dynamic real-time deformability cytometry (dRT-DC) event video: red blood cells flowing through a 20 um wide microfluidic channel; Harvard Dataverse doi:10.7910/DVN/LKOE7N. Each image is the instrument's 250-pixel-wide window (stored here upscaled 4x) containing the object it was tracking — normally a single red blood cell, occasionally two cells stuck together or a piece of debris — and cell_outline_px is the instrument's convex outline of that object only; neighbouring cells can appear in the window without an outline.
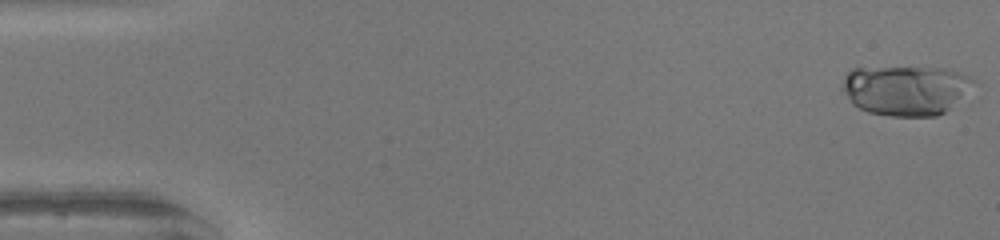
{"species": "human", "species_latin": "Homo sapiens", "temperature_condition": "warm", "stored_images_in_passage": 49, "camera_frame_rate_fps": 3000, "um_per_image_px": 0.085, "donor": {"sex": "female"}, "frame": {"image": 1, "passage_image": 1, "time_ms": 0.0, "image_size_px": [1000, 240], "cell_outline_px": [[980, 84], [944, 112], [936, 116], [892, 116], [868, 112], [852, 104], [840, 88], [844, 76], [852, 68], [944, 68], [972, 76]], "centroid_in_image_um": [77.03, 7.66], "position_along_channel_um": 8.0, "area_um2": 38.61}}
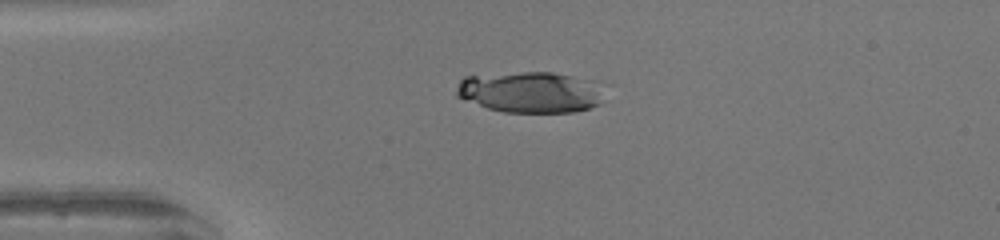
{"frame": {"image": 2, "passage_image": 12, "time_ms": 3.667, "image_size_px": [1000, 240], "cell_outline_px": [[600, 104], [588, 108], [572, 112], [504, 112], [488, 108], [464, 100], [456, 96], [456, 88], [460, 80], [464, 76], [520, 72], [552, 72], [600, 80]], "centroid_in_image_um": [45.08, 7.81], "position_along_channel_um": 39.9, "area_um2": 35.72}}
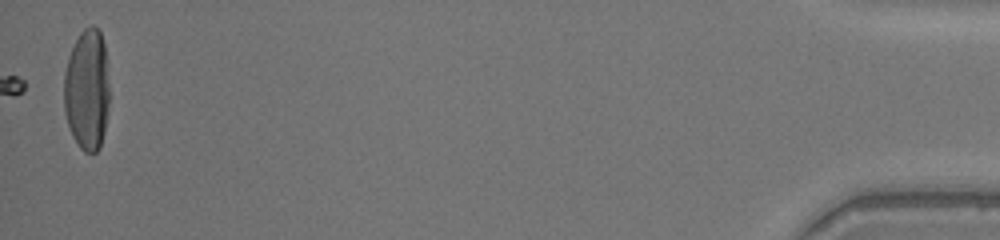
{"frame": {"image": 3, "passage_image": 49, "time_ms": 16.0, "image_size_px": [1000, 240], "cell_outline_px": [[108, 104], [104, 132], [100, 148], [96, 152], [84, 152], [80, 148], [72, 136], [64, 112], [64, 72], [68, 56], [80, 32], [84, 28], [92, 24], [100, 32], [104, 44], [108, 84]], "centroid_in_image_um": [7.37, 7.64], "position_along_channel_um": 427.8, "area_um2": 32.08}}